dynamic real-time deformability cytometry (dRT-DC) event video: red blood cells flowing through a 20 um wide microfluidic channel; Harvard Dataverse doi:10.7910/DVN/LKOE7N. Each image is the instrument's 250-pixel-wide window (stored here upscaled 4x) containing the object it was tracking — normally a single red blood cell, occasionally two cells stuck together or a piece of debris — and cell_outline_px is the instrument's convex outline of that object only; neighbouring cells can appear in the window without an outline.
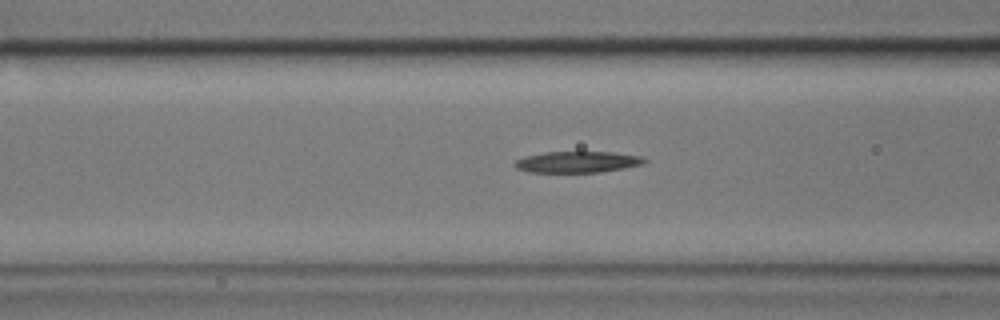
{"species": "common noctule bat (a hibernating species)", "species_latin": "Nyctalus noctula", "temperature_condition": "cold", "stored_images_in_passage": 38, "segment_of_instrument_passage": [1, 2], "camera_frame_rate_fps": 3000, "um_per_image_px": 0.085, "animal": {"sex": "male", "body_mass_g": 17.9}, "frame": {"image": 1, "passage_image": 15, "time_ms": 4.667, "image_size_px": [1000, 320], "cell_outline_px": [[648, 160], [644, 164], [624, 168], [600, 172], [528, 172], [516, 168], [512, 164], [516, 160], [524, 156], [544, 152], [612, 152], [640, 156]], "centroid_in_image_um": [49.06, 13.77], "position_along_channel_um": 117.5, "area_um2": 16.13}}
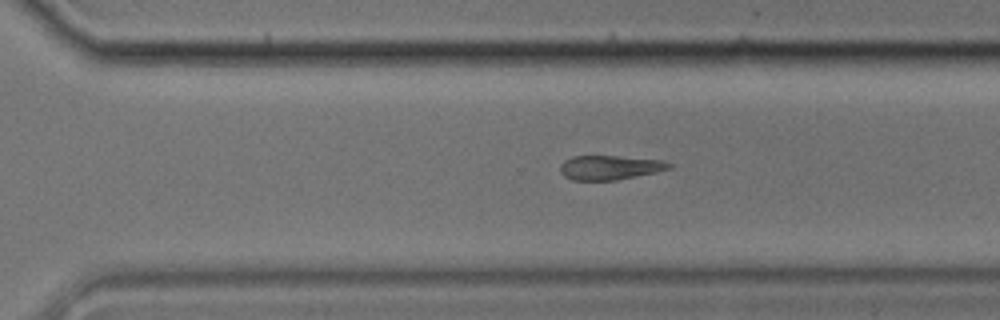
{"frame": {"image": 2, "passage_image": 32, "time_ms": 10.333, "image_size_px": [1000, 320], "cell_outline_px": [[672, 168], [656, 172], [616, 180], [572, 180], [564, 176], [560, 172], [560, 164], [564, 160], [572, 156], [616, 156], [664, 160], [672, 164]], "centroid_in_image_um": [51.83, 14.23], "position_along_channel_um": 318.8, "area_um2": 15.49}}
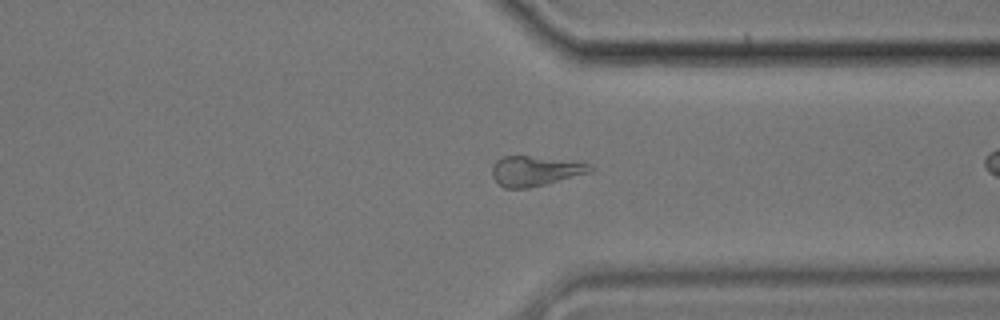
{"frame": {"image": 3, "passage_image": 36, "time_ms": 11.667, "image_size_px": [1000, 320], "cell_outline_px": [[596, 168], [588, 172], [544, 184], [528, 188], [504, 188], [492, 176], [492, 164], [500, 156], [528, 156], [592, 164]], "centroid_in_image_um": [45.42, 14.52], "position_along_channel_um": 366.0, "area_um2": 16.7}}